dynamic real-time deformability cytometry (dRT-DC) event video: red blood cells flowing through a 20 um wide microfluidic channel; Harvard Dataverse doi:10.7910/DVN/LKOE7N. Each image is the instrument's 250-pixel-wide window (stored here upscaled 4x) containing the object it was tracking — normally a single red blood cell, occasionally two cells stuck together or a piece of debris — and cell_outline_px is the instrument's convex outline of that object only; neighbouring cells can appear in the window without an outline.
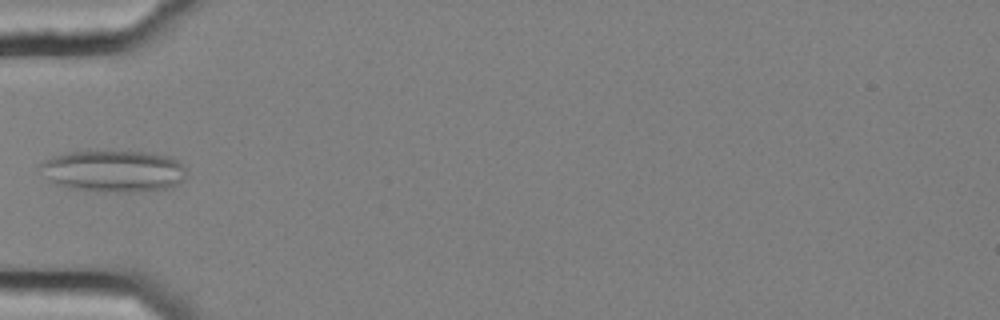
{"species": "common noctule bat (a hibernating species)", "species_latin": "Nyctalus noctula", "temperature_condition": "cold", "stored_images_in_passage": 35, "camera_frame_rate_fps": 3000, "um_per_image_px": 0.085, "animal": {"sex": "female", "body_mass_g": 25.1}, "frame": {"image": 1, "passage_image": 1, "time_ms": 0.0, "image_size_px": [1000, 320], "cell_outline_px": [[188, 176], [180, 184], [168, 188], [132, 192], [116, 192], [72, 188], [56, 184], [36, 168], [44, 160], [52, 156], [68, 152], [144, 152], [172, 156], [184, 168]], "centroid_in_image_um": [9.67, 14.54], "position_along_channel_um": 75.3, "area_um2": 35.43}}